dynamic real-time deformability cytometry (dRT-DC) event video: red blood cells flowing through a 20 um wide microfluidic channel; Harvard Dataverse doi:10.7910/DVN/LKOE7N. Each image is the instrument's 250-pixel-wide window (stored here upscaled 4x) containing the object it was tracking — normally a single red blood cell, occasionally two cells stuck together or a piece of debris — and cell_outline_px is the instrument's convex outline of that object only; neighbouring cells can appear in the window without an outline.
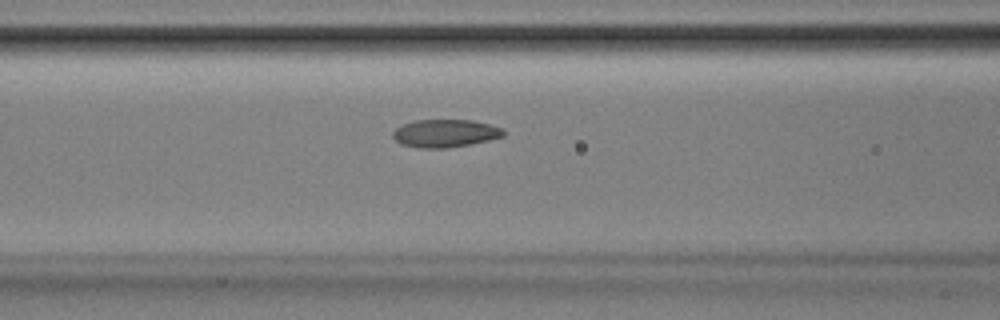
{"species": "Egyptian fruit bat (a non-hibernating species)", "species_latin": "Rousettus aegyptiacus", "temperature_condition": "room temperature", "stored_images_in_passage": 53, "camera_frame_rate_fps": 3000, "um_per_image_px": 0.085, "animal": {"sex": "male"}, "frame": {"image": 1, "passage_image": 22, "time_ms": 7.0, "image_size_px": [1000, 320], "cell_outline_px": [[504, 136], [488, 140], [448, 148], [420, 148], [400, 144], [392, 136], [392, 132], [396, 128], [404, 124], [416, 120], [472, 120], [504, 128]], "centroid_in_image_um": [37.83, 11.33], "position_along_channel_um": 128.8, "area_um2": 17.86}}
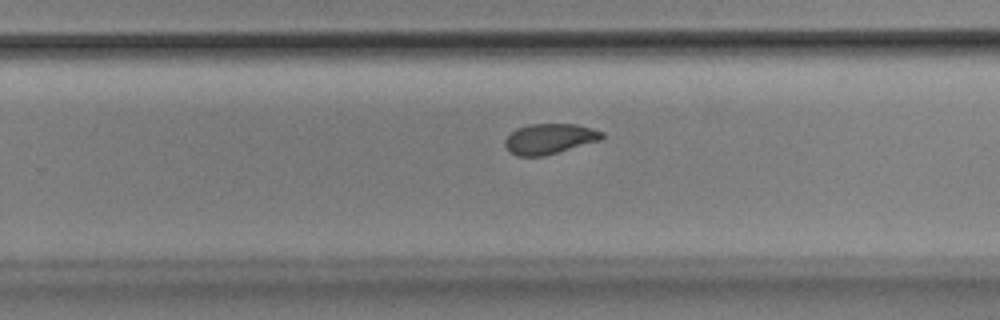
{"frame": {"image": 2, "passage_image": 34, "time_ms": 11.0, "image_size_px": [1000, 320], "cell_outline_px": [[604, 136], [600, 140], [544, 156], [516, 156], [508, 152], [504, 144], [504, 140], [516, 128], [528, 124], [576, 124], [592, 128], [604, 132]], "centroid_in_image_um": [46.68, 11.8], "position_along_channel_um": 283.1, "area_um2": 17.22}}
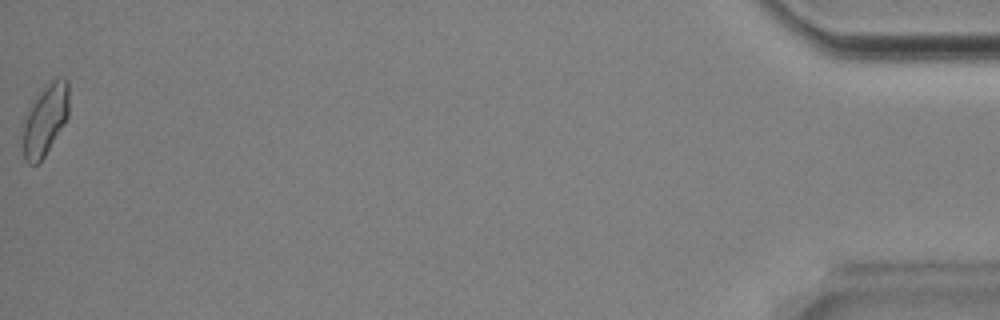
{"frame": {"image": 3, "passage_image": 53, "time_ms": 17.333, "image_size_px": [1000, 320], "cell_outline_px": [[68, 116], [64, 124], [44, 156], [36, 164], [28, 164], [24, 160], [24, 124], [28, 108], [40, 92], [52, 80], [68, 80]], "centroid_in_image_um": [3.84, 10.2], "position_along_channel_um": 431.4, "area_um2": 18.38}, "authors_computed_cell_mechanics": {"area_um2": 17.918, "velocity_mm_per_s": 3.8694, "shape_relaxation_time_tau1_ms": 3.9318, "shape_relaxation_time_tau2_ms": 2.4178, "deformation_change_tau1": 0.1252, "deformation_change_tau2": 0.0714}}